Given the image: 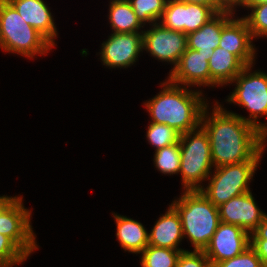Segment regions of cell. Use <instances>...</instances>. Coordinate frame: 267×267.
<instances>
[{
  "instance_id": "836d02e7",
  "label": "cell",
  "mask_w": 267,
  "mask_h": 267,
  "mask_svg": "<svg viewBox=\"0 0 267 267\" xmlns=\"http://www.w3.org/2000/svg\"><path fill=\"white\" fill-rule=\"evenodd\" d=\"M267 0H244L240 6L246 7V8H251L260 4H266Z\"/></svg>"
},
{
  "instance_id": "5b68a950",
  "label": "cell",
  "mask_w": 267,
  "mask_h": 267,
  "mask_svg": "<svg viewBox=\"0 0 267 267\" xmlns=\"http://www.w3.org/2000/svg\"><path fill=\"white\" fill-rule=\"evenodd\" d=\"M180 171L184 191L201 190L202 181L212 174L211 148L208 134L200 126L180 135Z\"/></svg>"
},
{
  "instance_id": "3957f363",
  "label": "cell",
  "mask_w": 267,
  "mask_h": 267,
  "mask_svg": "<svg viewBox=\"0 0 267 267\" xmlns=\"http://www.w3.org/2000/svg\"><path fill=\"white\" fill-rule=\"evenodd\" d=\"M177 199L171 205L180 216L183 237L189 238L195 251H204L221 223L218 207L201 190L184 191Z\"/></svg>"
},
{
  "instance_id": "7402d4cb",
  "label": "cell",
  "mask_w": 267,
  "mask_h": 267,
  "mask_svg": "<svg viewBox=\"0 0 267 267\" xmlns=\"http://www.w3.org/2000/svg\"><path fill=\"white\" fill-rule=\"evenodd\" d=\"M183 251L148 245L140 254L142 267H176Z\"/></svg>"
},
{
  "instance_id": "2e32d148",
  "label": "cell",
  "mask_w": 267,
  "mask_h": 267,
  "mask_svg": "<svg viewBox=\"0 0 267 267\" xmlns=\"http://www.w3.org/2000/svg\"><path fill=\"white\" fill-rule=\"evenodd\" d=\"M24 19V21L35 28L53 46L57 29L50 9L43 0H7Z\"/></svg>"
},
{
  "instance_id": "d6986e66",
  "label": "cell",
  "mask_w": 267,
  "mask_h": 267,
  "mask_svg": "<svg viewBox=\"0 0 267 267\" xmlns=\"http://www.w3.org/2000/svg\"><path fill=\"white\" fill-rule=\"evenodd\" d=\"M210 86H223L231 83L246 66L230 51L217 47L209 61Z\"/></svg>"
},
{
  "instance_id": "603a6c76",
  "label": "cell",
  "mask_w": 267,
  "mask_h": 267,
  "mask_svg": "<svg viewBox=\"0 0 267 267\" xmlns=\"http://www.w3.org/2000/svg\"><path fill=\"white\" fill-rule=\"evenodd\" d=\"M137 19L144 26L146 23H157L161 20L167 0H127Z\"/></svg>"
},
{
  "instance_id": "83f0119b",
  "label": "cell",
  "mask_w": 267,
  "mask_h": 267,
  "mask_svg": "<svg viewBox=\"0 0 267 267\" xmlns=\"http://www.w3.org/2000/svg\"><path fill=\"white\" fill-rule=\"evenodd\" d=\"M213 267H265L255 250L249 246L240 255L216 263Z\"/></svg>"
},
{
  "instance_id": "484cf974",
  "label": "cell",
  "mask_w": 267,
  "mask_h": 267,
  "mask_svg": "<svg viewBox=\"0 0 267 267\" xmlns=\"http://www.w3.org/2000/svg\"><path fill=\"white\" fill-rule=\"evenodd\" d=\"M28 256L7 236L0 234V267L22 264Z\"/></svg>"
},
{
  "instance_id": "8992f818",
  "label": "cell",
  "mask_w": 267,
  "mask_h": 267,
  "mask_svg": "<svg viewBox=\"0 0 267 267\" xmlns=\"http://www.w3.org/2000/svg\"><path fill=\"white\" fill-rule=\"evenodd\" d=\"M251 67L253 64L246 65L230 83H236V87L227 101L246 108L249 118L241 116L242 119L267 138V124L258 122L259 117H267V74L260 70L250 72Z\"/></svg>"
},
{
  "instance_id": "4dcf8cb0",
  "label": "cell",
  "mask_w": 267,
  "mask_h": 267,
  "mask_svg": "<svg viewBox=\"0 0 267 267\" xmlns=\"http://www.w3.org/2000/svg\"><path fill=\"white\" fill-rule=\"evenodd\" d=\"M182 2H189L195 4H201L211 7L216 13L222 12L225 9L222 7L219 0H178Z\"/></svg>"
},
{
  "instance_id": "ac0fdd59",
  "label": "cell",
  "mask_w": 267,
  "mask_h": 267,
  "mask_svg": "<svg viewBox=\"0 0 267 267\" xmlns=\"http://www.w3.org/2000/svg\"><path fill=\"white\" fill-rule=\"evenodd\" d=\"M183 238L180 216L170 204L167 212L156 221L153 229L148 233V245L186 251L178 247Z\"/></svg>"
},
{
  "instance_id": "9c48e42d",
  "label": "cell",
  "mask_w": 267,
  "mask_h": 267,
  "mask_svg": "<svg viewBox=\"0 0 267 267\" xmlns=\"http://www.w3.org/2000/svg\"><path fill=\"white\" fill-rule=\"evenodd\" d=\"M19 196L0 214V234L10 238L28 257L38 249L31 226V210L23 206Z\"/></svg>"
},
{
  "instance_id": "52a82bcc",
  "label": "cell",
  "mask_w": 267,
  "mask_h": 267,
  "mask_svg": "<svg viewBox=\"0 0 267 267\" xmlns=\"http://www.w3.org/2000/svg\"><path fill=\"white\" fill-rule=\"evenodd\" d=\"M260 161H246L215 167L214 175H209L208 186L201 192L216 206L233 197L250 192L249 183ZM212 176V177H210Z\"/></svg>"
},
{
  "instance_id": "4fadbf2b",
  "label": "cell",
  "mask_w": 267,
  "mask_h": 267,
  "mask_svg": "<svg viewBox=\"0 0 267 267\" xmlns=\"http://www.w3.org/2000/svg\"><path fill=\"white\" fill-rule=\"evenodd\" d=\"M220 221L241 227L251 234L267 215L259 209L252 192L233 197L218 207Z\"/></svg>"
},
{
  "instance_id": "e0dca14e",
  "label": "cell",
  "mask_w": 267,
  "mask_h": 267,
  "mask_svg": "<svg viewBox=\"0 0 267 267\" xmlns=\"http://www.w3.org/2000/svg\"><path fill=\"white\" fill-rule=\"evenodd\" d=\"M234 11L224 10L217 13L199 30L187 35V48L197 50L203 55H212L219 47L222 28L232 19Z\"/></svg>"
},
{
  "instance_id": "9a60e30c",
  "label": "cell",
  "mask_w": 267,
  "mask_h": 267,
  "mask_svg": "<svg viewBox=\"0 0 267 267\" xmlns=\"http://www.w3.org/2000/svg\"><path fill=\"white\" fill-rule=\"evenodd\" d=\"M253 36L243 18L231 19L221 31L219 47L236 55L245 65L254 64L256 49Z\"/></svg>"
},
{
  "instance_id": "6da1fadb",
  "label": "cell",
  "mask_w": 267,
  "mask_h": 267,
  "mask_svg": "<svg viewBox=\"0 0 267 267\" xmlns=\"http://www.w3.org/2000/svg\"><path fill=\"white\" fill-rule=\"evenodd\" d=\"M208 107L203 111L200 126L208 134L214 168L260 161L267 138L241 115L227 111L218 102L211 115L207 112Z\"/></svg>"
},
{
  "instance_id": "f546056e",
  "label": "cell",
  "mask_w": 267,
  "mask_h": 267,
  "mask_svg": "<svg viewBox=\"0 0 267 267\" xmlns=\"http://www.w3.org/2000/svg\"><path fill=\"white\" fill-rule=\"evenodd\" d=\"M176 267H213L204 251H183L179 255Z\"/></svg>"
},
{
  "instance_id": "5bb4252c",
  "label": "cell",
  "mask_w": 267,
  "mask_h": 267,
  "mask_svg": "<svg viewBox=\"0 0 267 267\" xmlns=\"http://www.w3.org/2000/svg\"><path fill=\"white\" fill-rule=\"evenodd\" d=\"M211 55H203L197 50L187 48L181 55L179 63L171 69L168 79L185 87L210 86V70L208 61Z\"/></svg>"
},
{
  "instance_id": "7a4b0ae2",
  "label": "cell",
  "mask_w": 267,
  "mask_h": 267,
  "mask_svg": "<svg viewBox=\"0 0 267 267\" xmlns=\"http://www.w3.org/2000/svg\"><path fill=\"white\" fill-rule=\"evenodd\" d=\"M161 86L163 90L144 103L151 122L166 124L180 134L200 127L203 111L208 105L202 92L187 89L189 87L172 83L169 79Z\"/></svg>"
},
{
  "instance_id": "f1b7e54d",
  "label": "cell",
  "mask_w": 267,
  "mask_h": 267,
  "mask_svg": "<svg viewBox=\"0 0 267 267\" xmlns=\"http://www.w3.org/2000/svg\"><path fill=\"white\" fill-rule=\"evenodd\" d=\"M250 246L260 257L264 266L267 267V215L250 234Z\"/></svg>"
},
{
  "instance_id": "cb8c5ba5",
  "label": "cell",
  "mask_w": 267,
  "mask_h": 267,
  "mask_svg": "<svg viewBox=\"0 0 267 267\" xmlns=\"http://www.w3.org/2000/svg\"><path fill=\"white\" fill-rule=\"evenodd\" d=\"M180 143L163 147L155 151L154 164L163 174H177L180 171Z\"/></svg>"
},
{
  "instance_id": "30bf717a",
  "label": "cell",
  "mask_w": 267,
  "mask_h": 267,
  "mask_svg": "<svg viewBox=\"0 0 267 267\" xmlns=\"http://www.w3.org/2000/svg\"><path fill=\"white\" fill-rule=\"evenodd\" d=\"M150 25V30L143 31V49L158 60L172 63L174 69L187 49V35L167 29L158 22Z\"/></svg>"
},
{
  "instance_id": "7c38bea8",
  "label": "cell",
  "mask_w": 267,
  "mask_h": 267,
  "mask_svg": "<svg viewBox=\"0 0 267 267\" xmlns=\"http://www.w3.org/2000/svg\"><path fill=\"white\" fill-rule=\"evenodd\" d=\"M102 43L101 60L110 68L133 65L143 50V33H113Z\"/></svg>"
},
{
  "instance_id": "44dd1931",
  "label": "cell",
  "mask_w": 267,
  "mask_h": 267,
  "mask_svg": "<svg viewBox=\"0 0 267 267\" xmlns=\"http://www.w3.org/2000/svg\"><path fill=\"white\" fill-rule=\"evenodd\" d=\"M108 16L113 33H143L138 31L143 25L127 0L110 1Z\"/></svg>"
},
{
  "instance_id": "8fae6325",
  "label": "cell",
  "mask_w": 267,
  "mask_h": 267,
  "mask_svg": "<svg viewBox=\"0 0 267 267\" xmlns=\"http://www.w3.org/2000/svg\"><path fill=\"white\" fill-rule=\"evenodd\" d=\"M250 246V234L241 227L220 223L204 253L212 266L240 255Z\"/></svg>"
},
{
  "instance_id": "ba28073f",
  "label": "cell",
  "mask_w": 267,
  "mask_h": 267,
  "mask_svg": "<svg viewBox=\"0 0 267 267\" xmlns=\"http://www.w3.org/2000/svg\"><path fill=\"white\" fill-rule=\"evenodd\" d=\"M216 14L209 6L178 0H167L161 17L162 21L160 20L158 23L167 29L182 31L188 35L199 30Z\"/></svg>"
},
{
  "instance_id": "1f68e13d",
  "label": "cell",
  "mask_w": 267,
  "mask_h": 267,
  "mask_svg": "<svg viewBox=\"0 0 267 267\" xmlns=\"http://www.w3.org/2000/svg\"><path fill=\"white\" fill-rule=\"evenodd\" d=\"M17 198L18 196H0V214L5 211Z\"/></svg>"
},
{
  "instance_id": "277c9868",
  "label": "cell",
  "mask_w": 267,
  "mask_h": 267,
  "mask_svg": "<svg viewBox=\"0 0 267 267\" xmlns=\"http://www.w3.org/2000/svg\"><path fill=\"white\" fill-rule=\"evenodd\" d=\"M0 47L6 52L33 58L48 53L54 46L27 24L7 0H0Z\"/></svg>"
},
{
  "instance_id": "4316f807",
  "label": "cell",
  "mask_w": 267,
  "mask_h": 267,
  "mask_svg": "<svg viewBox=\"0 0 267 267\" xmlns=\"http://www.w3.org/2000/svg\"><path fill=\"white\" fill-rule=\"evenodd\" d=\"M249 9H251V13L243 19L246 21L253 38L267 37V3Z\"/></svg>"
},
{
  "instance_id": "d4e9b609",
  "label": "cell",
  "mask_w": 267,
  "mask_h": 267,
  "mask_svg": "<svg viewBox=\"0 0 267 267\" xmlns=\"http://www.w3.org/2000/svg\"><path fill=\"white\" fill-rule=\"evenodd\" d=\"M180 133L166 124L150 122L147 130V139L155 147V151L179 143Z\"/></svg>"
},
{
  "instance_id": "ffe728a7",
  "label": "cell",
  "mask_w": 267,
  "mask_h": 267,
  "mask_svg": "<svg viewBox=\"0 0 267 267\" xmlns=\"http://www.w3.org/2000/svg\"><path fill=\"white\" fill-rule=\"evenodd\" d=\"M116 222V237L123 250L140 254L148 246V232L142 223L121 216L112 214Z\"/></svg>"
},
{
  "instance_id": "d6a6232c",
  "label": "cell",
  "mask_w": 267,
  "mask_h": 267,
  "mask_svg": "<svg viewBox=\"0 0 267 267\" xmlns=\"http://www.w3.org/2000/svg\"><path fill=\"white\" fill-rule=\"evenodd\" d=\"M244 0H222V7L225 10H234L237 5L239 6Z\"/></svg>"
}]
</instances>
